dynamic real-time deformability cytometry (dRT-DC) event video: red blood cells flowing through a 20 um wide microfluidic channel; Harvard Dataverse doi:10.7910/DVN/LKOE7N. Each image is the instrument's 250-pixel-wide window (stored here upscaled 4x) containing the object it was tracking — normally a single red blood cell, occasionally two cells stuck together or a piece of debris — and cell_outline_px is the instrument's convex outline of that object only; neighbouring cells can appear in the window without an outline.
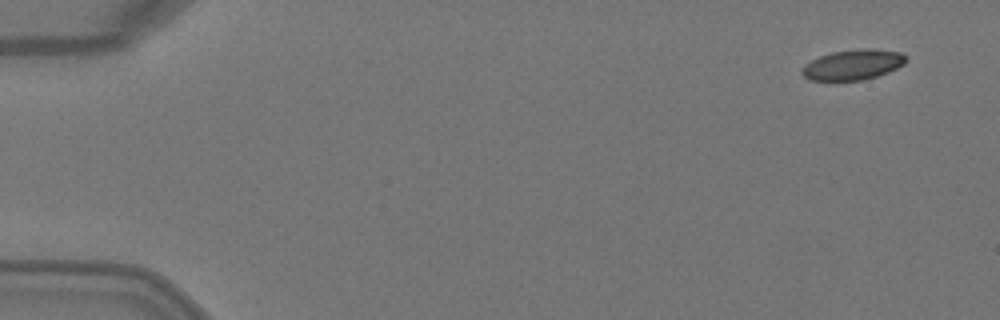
{"species": "Egyptian fruit bat (a non-hibernating species)", "species_latin": "Rousettus aegyptiacus", "temperature_condition": "warm", "stored_images_in_passage": 4, "camera_frame_rate_fps": 3000, "um_per_image_px": 0.085, "animal": {"sex": "female"}, "frame": {"image": 1, "passage_image": 1, "time_ms": 0.0, "image_size_px": [1000, 320], "cell_outline_px": [[908, 60], [904, 64], [888, 72], [864, 80], [808, 80], [800, 72], [804, 64], [820, 56], [832, 52], [868, 48], [900, 52], [908, 56]], "centroid_in_image_um": [72.51, 5.5], "position_along_channel_um": 12.5, "area_um2": 18.32}}
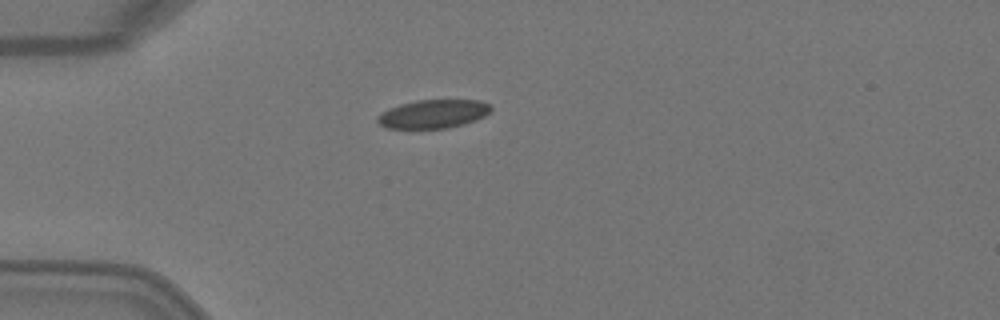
{"frame": {"image": 2, "passage_image": 4, "time_ms": 1.0, "image_size_px": [1000, 320], "cell_outline_px": [[492, 108], [484, 116], [476, 120], [464, 124], [448, 128], [384, 128], [376, 120], [376, 116], [388, 108], [400, 104], [416, 100], [480, 100], [492, 104]], "centroid_in_image_um": [36.82, 9.68], "position_along_channel_um": 48.2, "area_um2": 19.02}}